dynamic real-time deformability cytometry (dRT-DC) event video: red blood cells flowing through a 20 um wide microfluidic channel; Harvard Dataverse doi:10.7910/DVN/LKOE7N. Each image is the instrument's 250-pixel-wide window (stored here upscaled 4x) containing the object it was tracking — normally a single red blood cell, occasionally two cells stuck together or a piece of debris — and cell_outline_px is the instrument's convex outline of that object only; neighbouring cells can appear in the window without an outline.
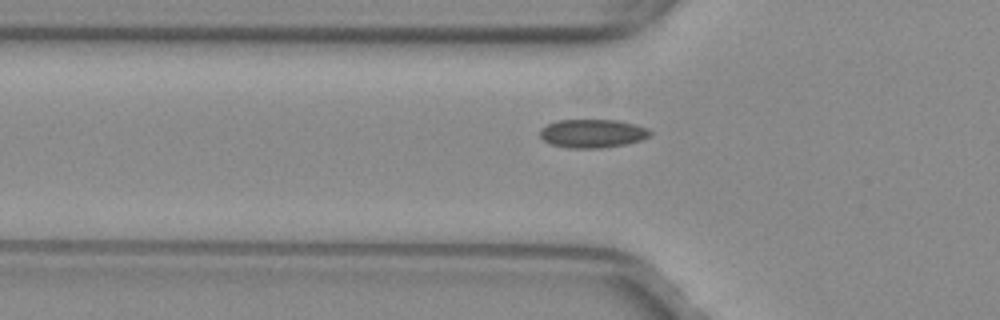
{"species": "common noctule bat (a hibernating species)", "species_latin": "Nyctalus noctula", "temperature_condition": "warm", "stored_images_in_passage": 32, "camera_frame_rate_fps": 3000, "um_per_image_px": 0.085, "animal": {"sex": "female", "body_mass_g": 29.2, "forearm_length_mm": 56.3}, "frame": {"image": 1, "passage_image": 3, "time_ms": 0.667, "image_size_px": [1000, 320], "cell_outline_px": [[652, 132], [648, 136], [640, 140], [624, 144], [600, 148], [568, 148], [552, 144], [544, 140], [540, 136], [540, 128], [556, 120], [616, 120], [648, 128]], "centroid_in_image_um": [50.32, 11.34], "position_along_channel_um": 75.5, "area_um2": 18.09}}
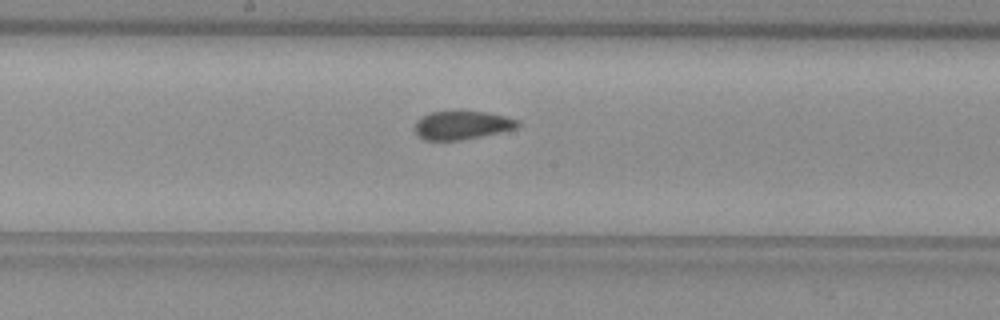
{"frame": {"image": 2, "passage_image": 13, "time_ms": 4.0, "image_size_px": [1000, 320], "cell_outline_px": [[520, 124], [516, 128], [480, 136], [460, 140], [424, 140], [416, 132], [416, 120], [420, 116], [432, 112], [452, 108], [460, 108], [484, 112], [504, 116], [516, 120]], "centroid_in_image_um": [39.21, 10.58], "position_along_channel_um": 209.0, "area_um2": 17.46}}
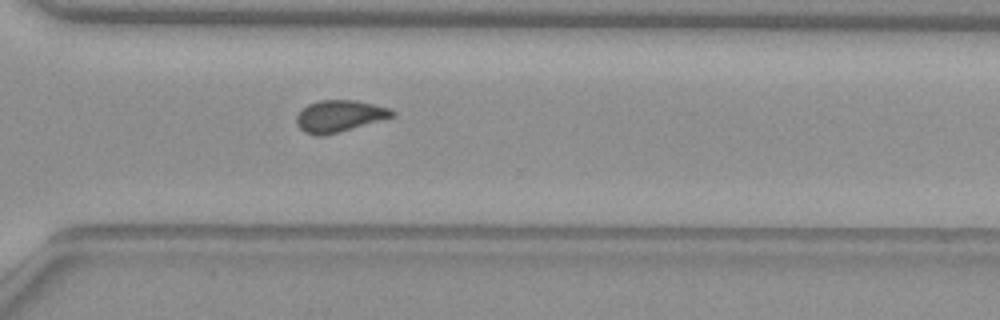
{"frame": {"image": 3, "passage_image": 23, "time_ms": 7.333, "image_size_px": [1000, 320], "cell_outline_px": [[396, 116], [324, 136], [316, 136], [304, 132], [296, 124], [296, 116], [308, 104], [320, 100], [356, 100], [388, 108], [396, 112]], "centroid_in_image_um": [28.84, 9.87], "position_along_channel_um": 341.8, "area_um2": 17.63}, "authors_computed_cell_mechanics": {"area_um2": 17.7735, "velocity_mm_per_s": 3.9952, "shape_relaxation_time_tau1_ms": null, "shape_relaxation_time_tau2_ms": 1.2877, "deformation_change_tau1": null, "deformation_change_tau2": 0.0597}}